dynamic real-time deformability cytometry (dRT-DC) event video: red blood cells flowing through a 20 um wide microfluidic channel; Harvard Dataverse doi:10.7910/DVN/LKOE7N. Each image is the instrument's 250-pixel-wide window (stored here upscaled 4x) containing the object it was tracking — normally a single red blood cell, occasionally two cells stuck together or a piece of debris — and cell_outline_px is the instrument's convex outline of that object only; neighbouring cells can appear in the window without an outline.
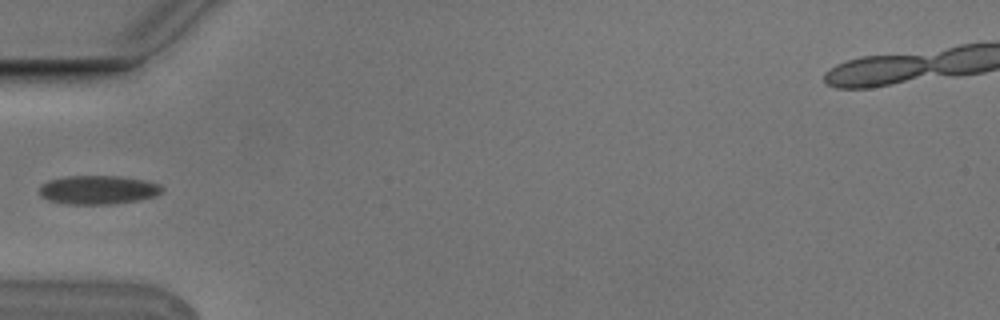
{"species": "Egyptian fruit bat (a non-hibernating species)", "species_latin": "Rousettus aegyptiacus", "temperature_condition": "cold", "stored_images_in_passage": 1, "camera_frame_rate_fps": 3000, "um_per_image_px": 0.085, "animal": {"sex": "male"}, "frame": {"image": 1, "passage_image": 1, "time_ms": 0.0, "image_size_px": [1000, 320], "cell_outline_px": [[164, 188], [156, 196], [140, 200], [112, 204], [68, 204], [48, 200], [40, 196], [40, 188], [48, 180], [64, 176], [120, 176], [148, 180], [160, 184]], "centroid_in_image_um": [8.38, 16.13], "position_along_channel_um": 76.6, "area_um2": 20.75}}